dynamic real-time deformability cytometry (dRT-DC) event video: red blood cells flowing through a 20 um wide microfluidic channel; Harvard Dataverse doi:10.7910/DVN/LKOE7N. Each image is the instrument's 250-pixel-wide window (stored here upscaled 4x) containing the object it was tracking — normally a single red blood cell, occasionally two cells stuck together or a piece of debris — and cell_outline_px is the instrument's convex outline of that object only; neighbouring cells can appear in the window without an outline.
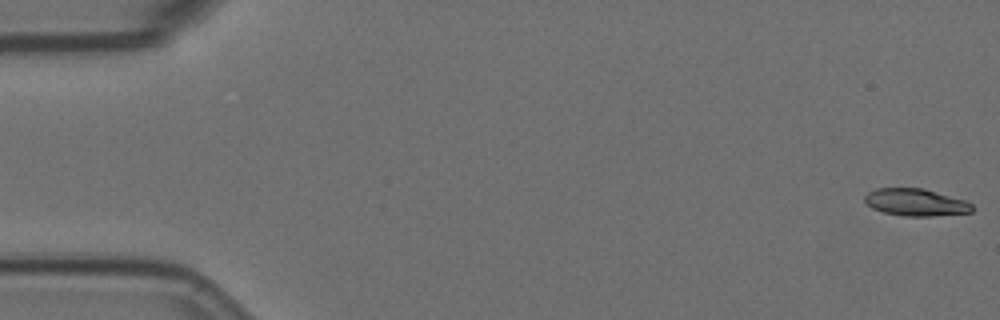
{"species": "Egyptian fruit bat (a non-hibernating species)", "species_latin": "Rousettus aegyptiacus", "temperature_condition": "room temperature", "stored_images_in_passage": 58, "camera_frame_rate_fps": 3000, "um_per_image_px": 0.085, "animal": {"sex": "female"}, "frame": {"image": 1, "passage_image": 1, "time_ms": 0.0, "image_size_px": [1000, 320], "cell_outline_px": [[972, 212], [932, 216], [904, 216], [884, 212], [872, 208], [864, 200], [864, 196], [868, 192], [876, 188], [924, 188], [964, 200], [972, 204]], "centroid_in_image_um": [77.82, 17.19], "position_along_channel_um": 7.2, "area_um2": 16.94}}
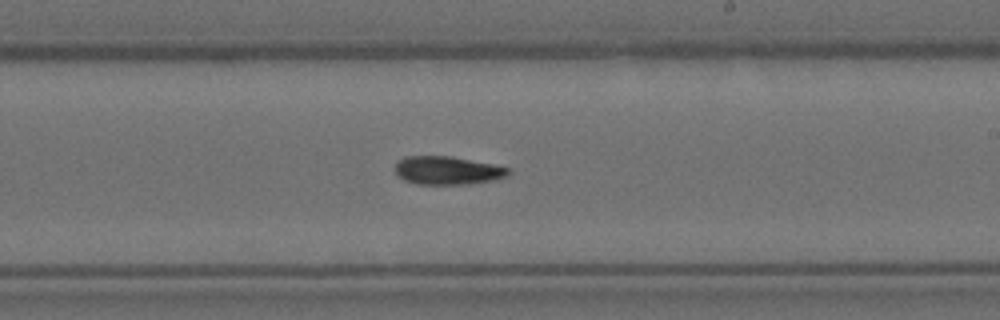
{"frame": {"image": 2, "passage_image": 34, "time_ms": 11.0, "image_size_px": [1000, 320], "cell_outline_px": [[512, 172], [508, 176], [496, 180], [464, 184], [416, 184], [404, 180], [396, 172], [396, 160], [404, 156], [452, 156], [492, 164], [508, 168]], "centroid_in_image_um": [38.04, 14.48], "position_along_channel_um": 251.0, "area_um2": 18.73}}
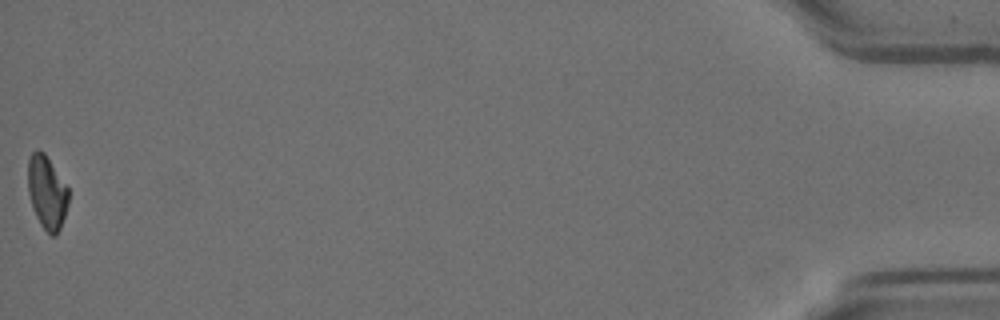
{"frame": {"image": 3, "passage_image": 58, "time_ms": 19.0, "image_size_px": [1000, 320], "cell_outline_px": [[68, 204], [60, 228], [56, 236], [52, 236], [40, 224], [32, 208], [28, 192], [28, 160], [32, 152], [36, 148], [44, 152], [68, 188]], "centroid_in_image_um": [3.97, 16.34], "position_along_channel_um": 431.2, "area_um2": 17.22}}